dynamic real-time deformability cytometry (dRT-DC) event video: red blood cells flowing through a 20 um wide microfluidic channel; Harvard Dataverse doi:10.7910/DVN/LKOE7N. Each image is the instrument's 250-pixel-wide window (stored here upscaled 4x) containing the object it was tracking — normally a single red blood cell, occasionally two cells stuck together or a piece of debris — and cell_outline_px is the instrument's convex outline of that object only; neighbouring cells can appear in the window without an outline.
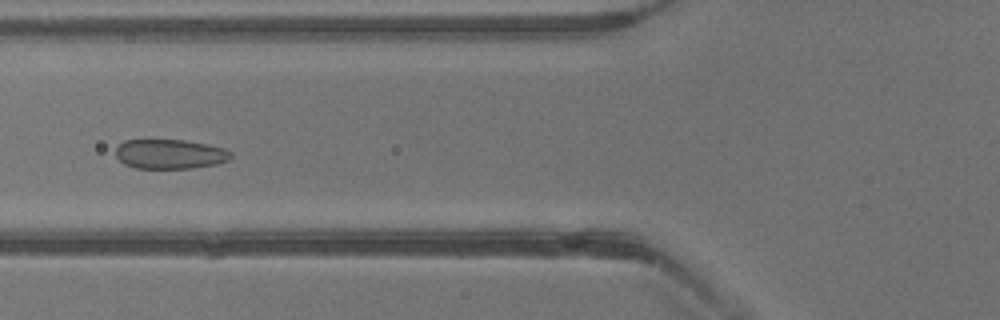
{"species": "common noctule bat (a hibernating species)", "species_latin": "Nyctalus noctula", "temperature_condition": "warm", "stored_images_in_passage": 39, "camera_frame_rate_fps": 3000, "um_per_image_px": 0.085, "animal": {"sex": "male", "body_mass_g": 13.3}, "frame": {"image": 1, "passage_image": 15, "time_ms": 4.667, "image_size_px": [1000, 320], "cell_outline_px": [[232, 156], [228, 160], [216, 164], [192, 168], [136, 168], [124, 164], [116, 156], [116, 148], [124, 140], [184, 140], [208, 144], [224, 148], [232, 152]], "centroid_in_image_um": [14.46, 13.09], "position_along_channel_um": 111.3, "area_um2": 19.83}}
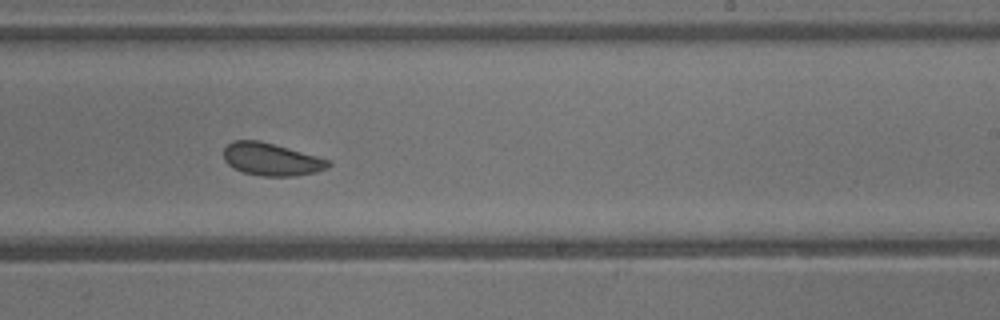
{"frame": {"image": 2, "passage_image": 24, "time_ms": 7.667, "image_size_px": [1000, 320], "cell_outline_px": [[332, 164], [328, 168], [316, 172], [296, 176], [264, 176], [244, 172], [228, 164], [224, 160], [224, 148], [232, 140], [260, 140], [332, 160]], "centroid_in_image_um": [23.11, 13.53], "position_along_channel_um": 265.9, "area_um2": 19.94}}
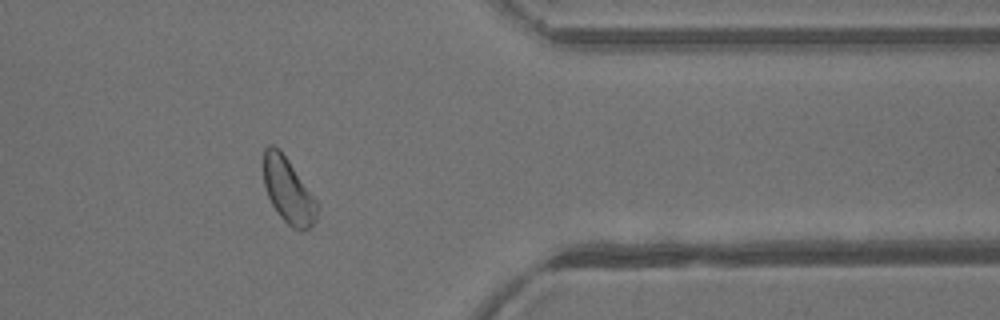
{"frame": {"image": 3, "passage_image": 32, "time_ms": 10.333, "image_size_px": [1000, 320], "cell_outline_px": [[320, 208], [316, 220], [308, 228], [292, 228], [280, 216], [272, 204], [268, 196], [264, 184], [264, 148], [268, 144], [272, 144], [280, 148], [316, 200]], "centroid_in_image_um": [24.5, 16.17], "position_along_channel_um": 386.9, "area_um2": 20.17}}